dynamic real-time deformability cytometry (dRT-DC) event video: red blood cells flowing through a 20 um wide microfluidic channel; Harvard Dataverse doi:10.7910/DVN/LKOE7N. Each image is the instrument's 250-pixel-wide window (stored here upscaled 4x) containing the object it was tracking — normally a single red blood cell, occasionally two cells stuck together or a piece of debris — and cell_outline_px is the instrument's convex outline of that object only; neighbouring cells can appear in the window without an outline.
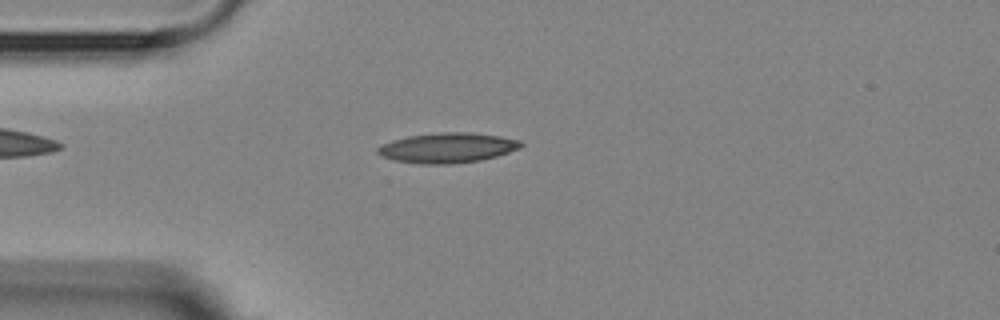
{"species": "Egyptian fruit bat (a non-hibernating species)", "species_latin": "Rousettus aegyptiacus", "temperature_condition": "room temperature", "stored_images_in_passage": 48, "camera_frame_rate_fps": 3000, "um_per_image_px": 0.085, "animal": {"sex": "female"}, "frame": {"image": 1, "passage_image": 6, "time_ms": 1.667, "image_size_px": [1000, 320], "cell_outline_px": [[524, 144], [520, 148], [496, 156], [480, 160], [448, 164], [420, 164], [396, 160], [380, 156], [376, 152], [376, 148], [392, 140], [408, 136], [440, 132], [472, 132], [500, 136], [520, 140]], "centroid_in_image_um": [38.03, 12.56], "position_along_channel_um": 47.0, "area_um2": 25.03}}
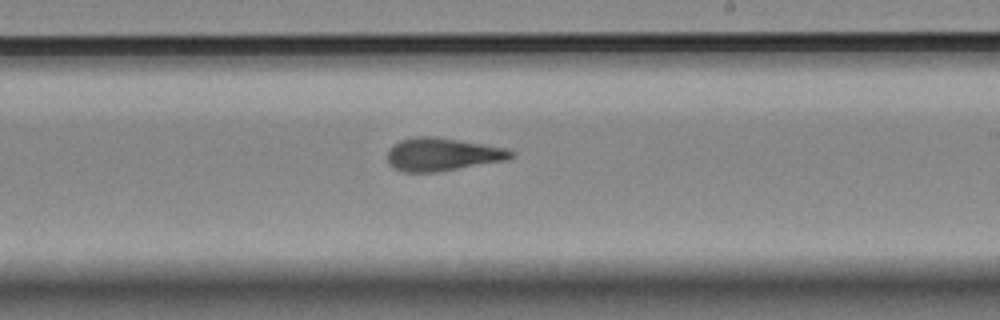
{"frame": {"image": 2, "passage_image": 24, "time_ms": 7.667, "image_size_px": [1000, 320], "cell_outline_px": [[516, 152], [512, 156], [504, 160], [440, 172], [404, 172], [392, 168], [388, 164], [388, 148], [392, 144], [400, 140], [416, 136], [436, 136], [460, 140], [504, 148]], "centroid_in_image_um": [37.53, 13.12], "position_along_channel_um": 251.5, "area_um2": 23.87}}
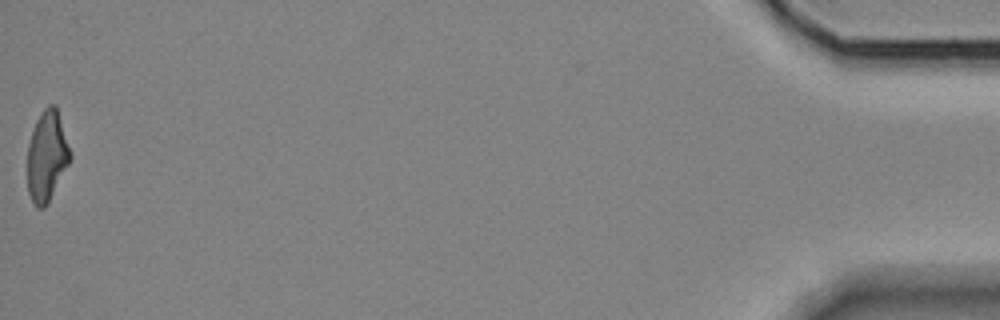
{"frame": {"image": 3, "passage_image": 47, "time_ms": 15.333, "image_size_px": [1000, 320], "cell_outline_px": [[72, 156], [68, 164], [44, 208], [36, 208], [28, 192], [28, 144], [36, 120], [44, 108], [48, 104], [56, 104], [72, 152]], "centroid_in_image_um": [4.0, 13.21], "position_along_channel_um": 431.2, "area_um2": 22.37}}